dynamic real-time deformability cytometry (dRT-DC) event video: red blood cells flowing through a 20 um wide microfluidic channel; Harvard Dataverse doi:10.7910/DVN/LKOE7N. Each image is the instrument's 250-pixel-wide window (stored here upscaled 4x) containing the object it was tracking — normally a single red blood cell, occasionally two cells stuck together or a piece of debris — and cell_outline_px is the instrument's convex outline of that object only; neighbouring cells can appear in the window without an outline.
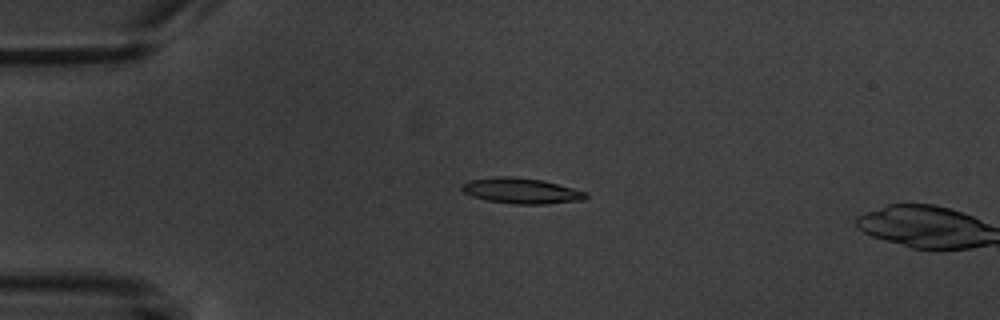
{"species": "common noctule bat (a hibernating species)", "species_latin": "Nyctalus noctula", "temperature_condition": "warm", "stored_images_in_passage": 5, "camera_frame_rate_fps": 3000, "um_per_image_px": 0.085, "animal": {"sex": "male", "body_mass_g": 20.1, "forearm_length_mm": 53.5}, "frame": {"image": 1, "passage_image": 4, "time_ms": 3.667, "image_size_px": [1000, 320], "cell_outline_px": [[588, 196], [584, 200], [544, 204], [512, 204], [484, 200], [472, 196], [464, 192], [460, 188], [460, 184], [472, 180], [496, 176], [512, 176], [544, 180], [588, 192]], "centroid_in_image_um": [44.32, 16.22], "position_along_channel_um": 40.7, "area_um2": 18.73}}